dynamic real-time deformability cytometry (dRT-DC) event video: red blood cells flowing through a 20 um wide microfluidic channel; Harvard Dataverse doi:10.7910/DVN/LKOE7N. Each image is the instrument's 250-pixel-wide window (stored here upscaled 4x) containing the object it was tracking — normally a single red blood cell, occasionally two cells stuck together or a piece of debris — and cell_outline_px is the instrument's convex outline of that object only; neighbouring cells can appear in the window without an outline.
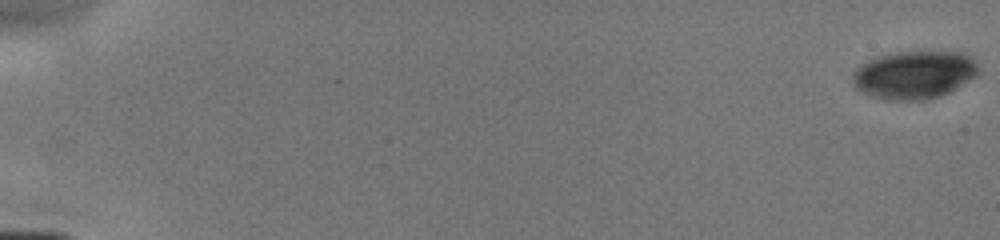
{"species": "human", "species_latin": "Homo sapiens", "temperature_condition": "cold", "stored_images_in_passage": 11, "camera_frame_rate_fps": 3000, "um_per_image_px": 0.085, "donor": {"sex": "male"}, "frame": {"image": 1, "passage_image": 1, "time_ms": 0.0, "image_size_px": [1000, 240], "cell_outline_px": [[980, 72], [976, 76], [948, 92], [940, 96], [924, 100], [888, 100], [872, 96], [856, 88], [852, 80], [852, 72], [860, 64], [868, 60], [892, 52], [964, 52], [976, 64]], "centroid_in_image_um": [77.68, 6.36], "position_along_channel_um": 7.3, "area_um2": 35.03}}
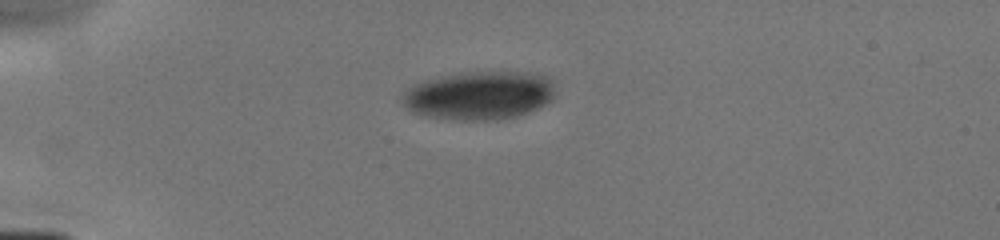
{"frame": {"image": 2, "passage_image": 6, "time_ms": 4.667, "image_size_px": [1000, 240], "cell_outline_px": [[556, 96], [552, 100], [528, 112], [516, 116], [500, 120], [456, 120], [428, 116], [412, 112], [400, 100], [400, 96], [408, 88], [416, 84], [428, 80], [468, 72], [536, 72], [548, 76], [552, 80]], "centroid_in_image_um": [40.79, 8.11], "position_along_channel_um": 44.2, "area_um2": 43.18}}
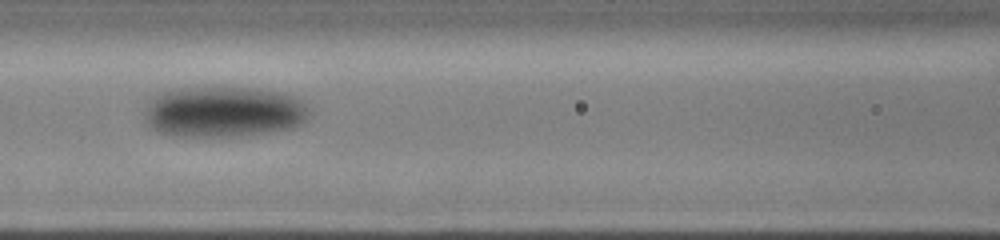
{"frame": {"image": 3, "passage_image": 10, "time_ms": 8.0, "image_size_px": [1000, 240], "cell_outline_px": [[308, 116], [304, 120], [292, 128], [244, 136], [172, 136], [160, 132], [144, 124], [144, 112], [148, 100], [152, 96], [160, 92], [176, 88], [224, 84], [256, 88], [276, 92], [292, 96], [300, 100], [308, 112]], "centroid_in_image_um": [18.89, 9.46], "position_along_channel_um": 147.7, "area_um2": 50.0}}